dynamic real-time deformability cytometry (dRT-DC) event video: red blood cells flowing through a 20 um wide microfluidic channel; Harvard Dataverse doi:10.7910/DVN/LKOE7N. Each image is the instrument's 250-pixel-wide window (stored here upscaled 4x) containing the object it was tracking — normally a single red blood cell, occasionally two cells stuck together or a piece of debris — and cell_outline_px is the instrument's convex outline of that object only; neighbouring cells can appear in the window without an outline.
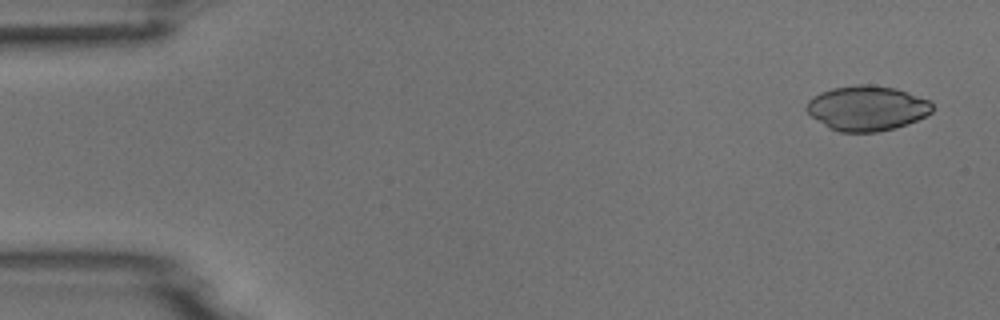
{"species": "common noctule bat (a hibernating species)", "species_latin": "Nyctalus noctula", "temperature_condition": "room temperature", "stored_images_in_passage": 5, "camera_frame_rate_fps": 3000, "um_per_image_px": 0.085, "animal": {"sex": "male", "body_mass_g": 18.8}, "frame": {"image": 1, "passage_image": 1, "time_ms": 0.0, "image_size_px": [1000, 320], "cell_outline_px": [[932, 112], [916, 120], [892, 128], [876, 132], [840, 132], [828, 128], [812, 116], [804, 108], [808, 100], [812, 96], [820, 92], [832, 88], [856, 84], [872, 84], [896, 88], [928, 100], [932, 104]], "centroid_in_image_um": [73.64, 9.18], "position_along_channel_um": 11.4, "area_um2": 32.83}}